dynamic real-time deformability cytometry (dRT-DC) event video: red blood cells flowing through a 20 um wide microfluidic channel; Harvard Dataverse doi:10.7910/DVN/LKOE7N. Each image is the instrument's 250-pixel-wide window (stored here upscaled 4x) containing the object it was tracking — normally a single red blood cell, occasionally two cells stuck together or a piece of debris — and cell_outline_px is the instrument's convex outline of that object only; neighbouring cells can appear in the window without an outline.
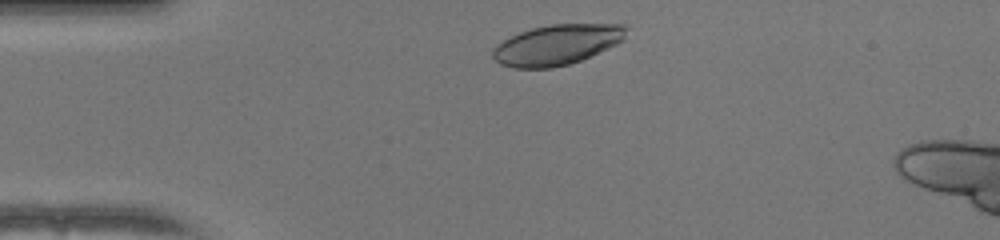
{"species": "human", "species_latin": "Homo sapiens", "temperature_condition": "warm", "stored_images_in_passage": 33, "camera_frame_rate_fps": 3000, "um_per_image_px": 0.085, "donor": {"sex": "female"}, "frame": {"image": 1, "passage_image": 3, "time_ms": 0.667, "image_size_px": [1000, 240], "cell_outline_px": [[628, 28], [624, 40], [616, 44], [580, 60], [568, 64], [552, 68], [512, 68], [500, 64], [492, 56], [492, 48], [496, 44], [520, 32], [532, 28], [548, 24], [628, 24]], "centroid_in_image_um": [47.33, 3.79], "position_along_channel_um": 37.7, "area_um2": 31.39}}
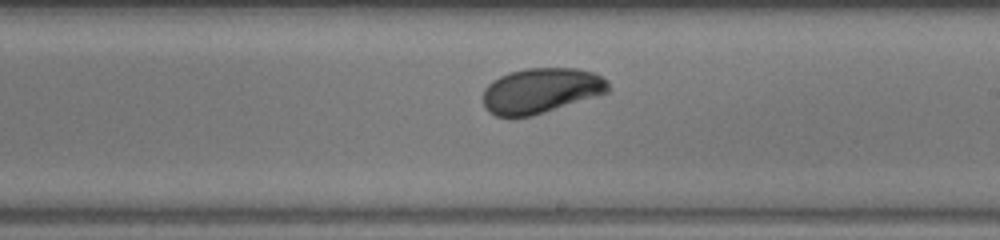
{"frame": {"image": 2, "passage_image": 21, "time_ms": 6.667, "image_size_px": [1000, 240], "cell_outline_px": [[608, 92], [532, 116], [496, 116], [488, 112], [484, 108], [484, 88], [492, 80], [508, 72], [524, 68], [576, 68], [596, 72], [608, 80]], "centroid_in_image_um": [45.97, 7.68], "position_along_channel_um": 243.0, "area_um2": 33.06}}
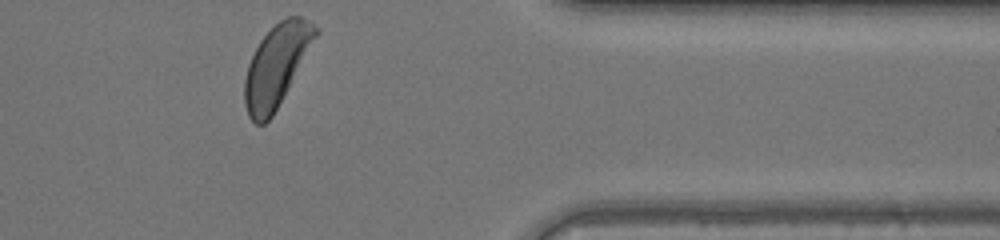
{"frame": {"image": 3, "passage_image": 33, "time_ms": 10.667, "image_size_px": [1000, 240], "cell_outline_px": [[320, 32], [272, 116], [264, 124], [256, 124], [248, 116], [244, 104], [244, 80], [248, 64], [260, 40], [280, 20], [288, 16], [300, 16], [308, 20], [320, 28]], "centroid_in_image_um": [23.5, 5.56], "position_along_channel_um": 387.9, "area_um2": 33.41}, "authors_computed_cell_mechanics": {"area_um2": 32.8304, "velocity_mm_per_s": 4.0754, "shape_relaxation_time_tau1_ms": 2.5987, "shape_relaxation_time_tau2_ms": null, "deformation_change_tau1": 0.1126, "deformation_change_tau2": null}}